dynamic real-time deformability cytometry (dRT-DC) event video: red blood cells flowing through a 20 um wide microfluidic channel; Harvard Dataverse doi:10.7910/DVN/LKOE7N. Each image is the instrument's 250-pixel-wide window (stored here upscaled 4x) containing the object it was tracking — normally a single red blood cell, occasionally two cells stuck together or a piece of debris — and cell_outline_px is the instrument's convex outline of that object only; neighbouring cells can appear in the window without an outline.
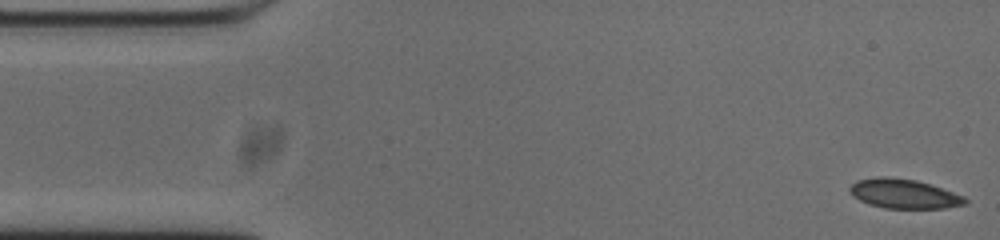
{"species": "common noctule bat (a hibernating species)", "species_latin": "Nyctalus noctula", "temperature_condition": "cold", "stored_images_in_passage": 53, "camera_frame_rate_fps": 3000, "um_per_image_px": 0.085, "animal": {"sex": "male", "body_mass_g": 20.0, "forearm_length_mm": 53.3}, "frame": {"image": 1, "passage_image": 1, "time_ms": 0.0, "image_size_px": [1000, 240], "cell_outline_px": [[968, 204], [944, 208], [884, 208], [868, 204], [852, 196], [848, 192], [848, 188], [856, 180], [876, 176], [888, 176], [916, 180], [964, 196], [968, 200]], "centroid_in_image_um": [76.78, 16.46], "position_along_channel_um": 8.2, "area_um2": 19.88}}
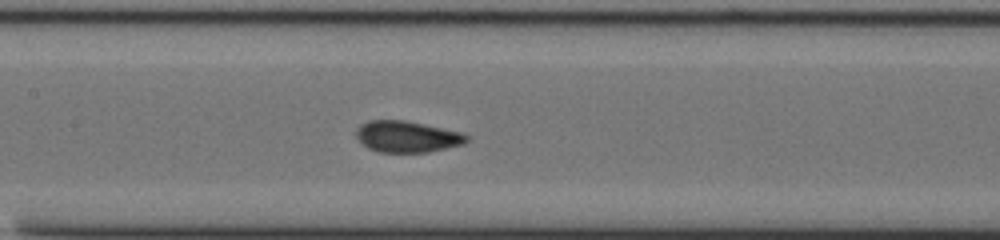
{"frame": {"image": 2, "passage_image": 23, "time_ms": 7.333, "image_size_px": [1000, 240], "cell_outline_px": [[468, 140], [464, 144], [428, 152], [380, 152], [368, 148], [356, 136], [356, 128], [360, 124], [368, 120], [404, 120], [424, 124], [460, 132], [468, 136]], "centroid_in_image_um": [34.58, 11.61], "position_along_channel_um": 172.8, "area_um2": 20.06}}
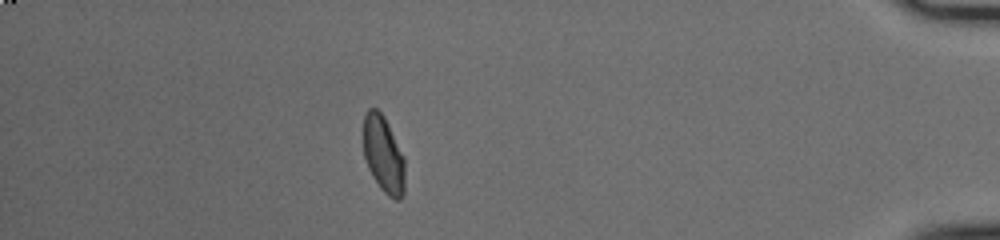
{"frame": {"image": 3, "passage_image": 46, "time_ms": 15.0, "image_size_px": [1000, 240], "cell_outline_px": [[404, 192], [400, 200], [396, 200], [388, 196], [380, 188], [372, 176], [368, 168], [364, 156], [364, 116], [368, 108], [376, 108], [384, 116], [404, 156]], "centroid_in_image_um": [32.59, 13.14], "position_along_channel_um": 402.6, "area_um2": 18.55}, "authors_computed_cell_mechanics": {"area_um2": 19.652, "velocity_mm_per_s": 3.7436, "shape_relaxation_time_tau1_ms": 8.2301, "shape_relaxation_time_tau2_ms": null, "deformation_change_tau1": 0.1844, "deformation_change_tau2": null}}